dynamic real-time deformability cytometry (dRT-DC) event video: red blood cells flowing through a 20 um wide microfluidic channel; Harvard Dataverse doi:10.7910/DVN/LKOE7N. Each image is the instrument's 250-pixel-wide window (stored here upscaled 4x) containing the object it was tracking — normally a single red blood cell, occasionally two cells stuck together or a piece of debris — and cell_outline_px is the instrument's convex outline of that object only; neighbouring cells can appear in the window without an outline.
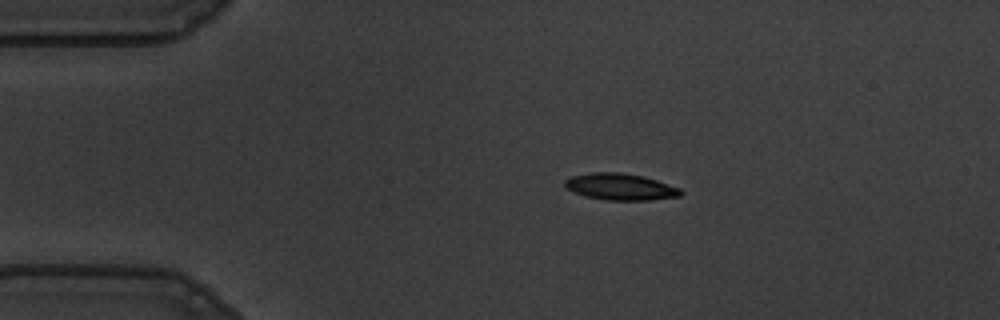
{"species": "common noctule bat (a hibernating species)", "species_latin": "Nyctalus noctula", "temperature_condition": "warm", "stored_images_in_passage": 16, "camera_frame_rate_fps": 3000, "um_per_image_px": 0.085, "animal": {"sex": "male", "body_mass_g": 19.5, "forearm_length_mm": 54.6}, "frame": {"image": 1, "passage_image": 10, "time_ms": 3.0, "image_size_px": [1000, 320], "cell_outline_px": [[684, 192], [680, 196], [648, 200], [604, 200], [584, 196], [572, 192], [564, 188], [564, 180], [572, 176], [592, 172], [620, 172], [644, 176], [680, 188]], "centroid_in_image_um": [52.69, 15.88], "position_along_channel_um": 32.3, "area_um2": 18.15}}